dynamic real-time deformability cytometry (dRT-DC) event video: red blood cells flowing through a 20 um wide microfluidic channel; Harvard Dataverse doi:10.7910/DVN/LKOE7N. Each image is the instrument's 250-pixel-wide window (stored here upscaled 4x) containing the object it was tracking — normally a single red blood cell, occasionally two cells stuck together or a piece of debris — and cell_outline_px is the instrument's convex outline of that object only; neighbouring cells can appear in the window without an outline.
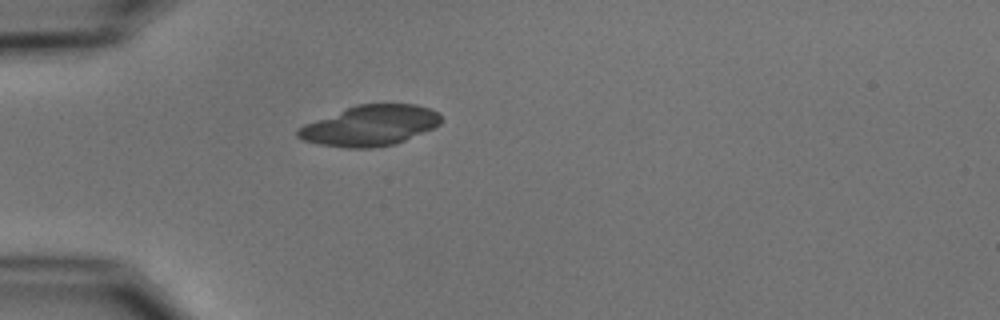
{"species": "common noctule bat (a hibernating species)", "species_latin": "Nyctalus noctula", "temperature_condition": "cold", "stored_images_in_passage": 1, "camera_frame_rate_fps": 3000, "um_per_image_px": 0.085, "animal": {"sex": "male", "body_mass_g": 15.6}, "frame": {"image": 1, "passage_image": 1, "time_ms": 0.0, "image_size_px": [1000, 320], "cell_outline_px": [[440, 124], [432, 128], [396, 144], [376, 148], [344, 148], [320, 144], [304, 140], [296, 136], [296, 128], [304, 124], [356, 104], [416, 104], [428, 108], [436, 112], [440, 116]], "centroid_in_image_um": [31.42, 10.68], "position_along_channel_um": 53.6, "area_um2": 33.64}}